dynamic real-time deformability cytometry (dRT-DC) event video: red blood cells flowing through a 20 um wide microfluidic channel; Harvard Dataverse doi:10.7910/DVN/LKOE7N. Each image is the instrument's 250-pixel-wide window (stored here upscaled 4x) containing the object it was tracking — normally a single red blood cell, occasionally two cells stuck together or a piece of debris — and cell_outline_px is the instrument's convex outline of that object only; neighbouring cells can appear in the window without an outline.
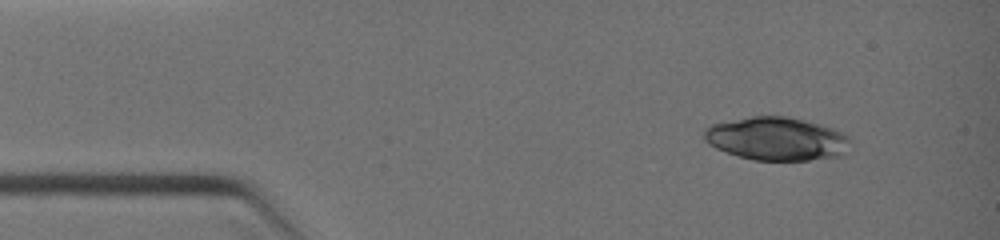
{"species": "common noctule bat (a hibernating species)", "species_latin": "Nyctalus noctula", "temperature_condition": "warm", "stored_images_in_passage": 8, "camera_frame_rate_fps": 3000, "um_per_image_px": 0.085, "animal": {"sex": "female", "body_mass_g": 19.0, "forearm_length_mm": 51.5}, "frame": {"image": 1, "passage_image": 3, "time_ms": 1.0, "image_size_px": [1000, 240], "cell_outline_px": [[848, 140], [840, 156], [808, 160], [752, 160], [736, 156], [716, 148], [708, 144], [704, 140], [704, 132], [712, 124], [752, 116], [788, 116], [820, 124], [832, 128], [848, 136]], "centroid_in_image_um": [65.95, 11.79], "position_along_channel_um": 19.1, "area_um2": 36.41}}